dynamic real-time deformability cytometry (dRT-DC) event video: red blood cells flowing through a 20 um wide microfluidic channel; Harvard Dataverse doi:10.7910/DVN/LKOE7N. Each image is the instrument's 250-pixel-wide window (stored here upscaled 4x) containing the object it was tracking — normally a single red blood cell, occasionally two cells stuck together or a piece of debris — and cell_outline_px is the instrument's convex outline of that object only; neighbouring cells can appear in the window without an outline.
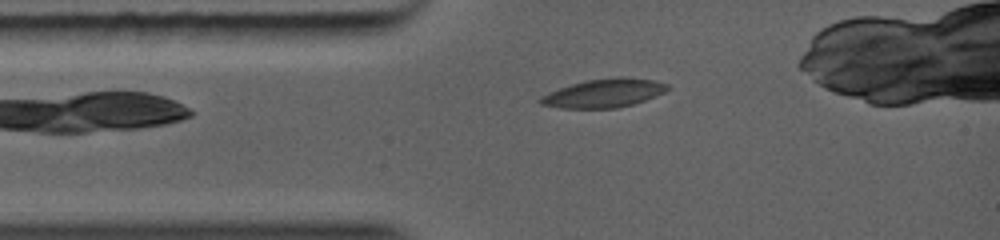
{"species": "common noctule bat (a hibernating species)", "species_latin": "Nyctalus noctula", "temperature_condition": "warm", "stored_images_in_passage": 35, "camera_frame_rate_fps": 5000, "um_per_image_px": 0.085, "animal": {"sex": "female", "body_mass_g": 19.0, "forearm_length_mm": 56.7}, "frame": {"image": 1, "passage_image": 5, "time_ms": 1.4, "image_size_px": [1000, 240], "cell_outline_px": [[668, 88], [664, 92], [644, 100], [632, 104], [616, 108], [560, 108], [540, 104], [536, 100], [560, 88], [572, 84], [588, 80], [616, 76], [624, 76], [652, 80], [668, 84]], "centroid_in_image_um": [51.34, 7.91], "position_along_channel_um": 33.7, "area_um2": 20.87}}
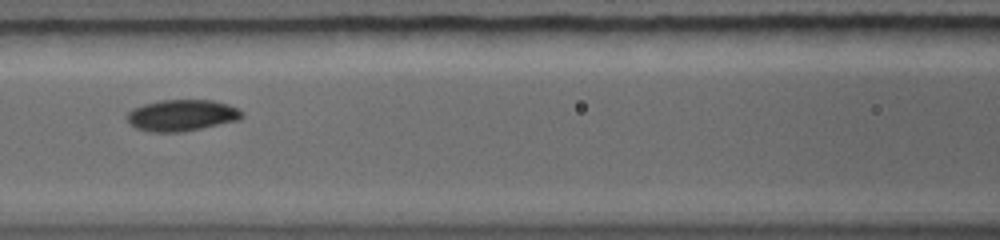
{"frame": {"image": 2, "passage_image": 12, "time_ms": 4.0, "image_size_px": [1000, 240], "cell_outline_px": [[244, 116], [240, 120], [180, 132], [152, 132], [136, 128], [128, 120], [128, 112], [144, 104], [160, 100], [212, 100], [228, 104], [244, 112]], "centroid_in_image_um": [15.5, 9.8], "position_along_channel_um": 151.1, "area_um2": 20.81}}
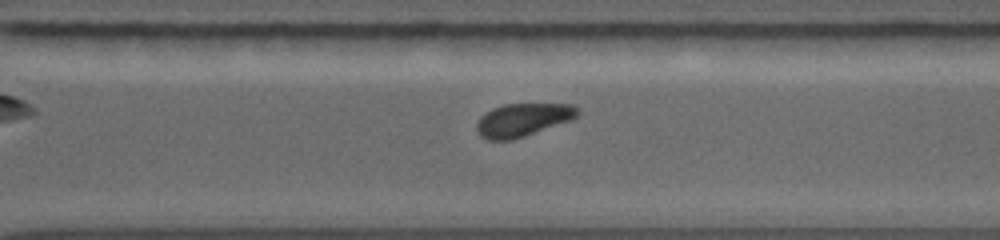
{"frame": {"image": 3, "passage_image": 23, "time_ms": 7.6, "image_size_px": [1000, 240], "cell_outline_px": [[580, 112], [572, 120], [512, 140], [488, 140], [480, 136], [476, 128], [476, 120], [484, 112], [492, 108], [504, 104], [572, 104], [580, 108]], "centroid_in_image_um": [44.42, 10.18], "position_along_channel_um": 326.2, "area_um2": 19.65}}